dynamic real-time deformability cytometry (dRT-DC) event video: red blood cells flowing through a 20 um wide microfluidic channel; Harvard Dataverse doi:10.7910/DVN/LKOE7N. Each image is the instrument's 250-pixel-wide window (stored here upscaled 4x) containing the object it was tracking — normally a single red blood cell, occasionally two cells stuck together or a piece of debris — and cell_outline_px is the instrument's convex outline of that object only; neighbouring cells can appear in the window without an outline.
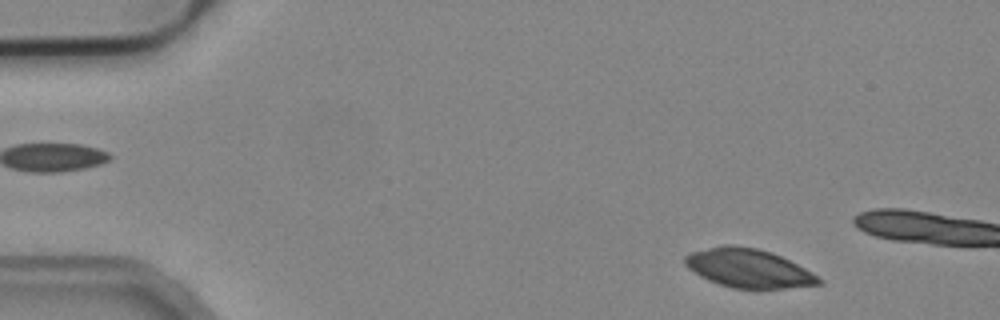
{"species": "common noctule bat (a hibernating species)", "species_latin": "Nyctalus noctula", "temperature_condition": "cold", "stored_images_in_passage": 12, "camera_frame_rate_fps": 3000, "um_per_image_px": 0.085, "animal": {"sex": "male", "body_mass_g": 19.2, "forearm_length_mm": 51.8}, "frame": {"image": 1, "passage_image": 3, "time_ms": 0.667, "image_size_px": [1000, 320], "cell_outline_px": [[824, 284], [784, 288], [732, 288], [708, 280], [700, 276], [688, 268], [684, 264], [684, 256], [692, 252], [724, 244], [732, 244], [756, 248], [772, 252], [812, 272], [824, 280]], "centroid_in_image_um": [63.62, 22.8], "position_along_channel_um": 21.4, "area_um2": 30.11}}